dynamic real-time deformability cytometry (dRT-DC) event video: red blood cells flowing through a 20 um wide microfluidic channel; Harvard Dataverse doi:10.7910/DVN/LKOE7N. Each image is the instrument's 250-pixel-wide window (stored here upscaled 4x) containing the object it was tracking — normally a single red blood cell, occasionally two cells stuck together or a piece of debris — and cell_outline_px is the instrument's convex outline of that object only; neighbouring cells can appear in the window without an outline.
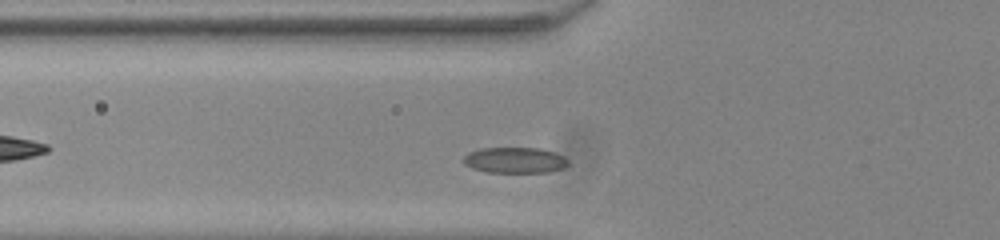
{"species": "common noctule bat (a hibernating species)", "species_latin": "Nyctalus noctula", "temperature_condition": "room temperature", "stored_images_in_passage": 35, "camera_frame_rate_fps": 3000, "um_per_image_px": 0.085, "animal": {"sex": "male", "body_mass_g": 20.0, "forearm_length_mm": 53.3}, "frame": {"image": 1, "passage_image": 5, "time_ms": 1.333, "image_size_px": [1000, 240], "cell_outline_px": [[568, 164], [564, 168], [548, 172], [488, 172], [472, 168], [464, 164], [464, 156], [468, 152], [480, 148], [540, 148], [564, 156], [568, 160]], "centroid_in_image_um": [43.76, 13.61], "position_along_channel_um": 82.0, "area_um2": 15.72}}
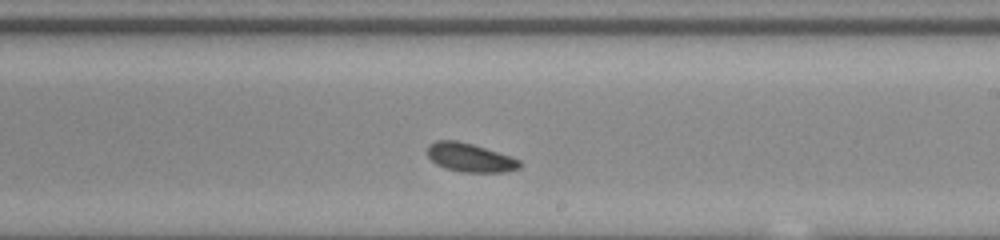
{"frame": {"image": 2, "passage_image": 18, "time_ms": 5.667, "image_size_px": [1000, 240], "cell_outline_px": [[520, 168], [504, 172], [460, 172], [444, 168], [436, 164], [428, 156], [428, 144], [436, 140], [456, 140], [472, 144], [512, 156], [520, 160]], "centroid_in_image_um": [39.94, 13.39], "position_along_channel_um": 249.1, "area_um2": 15.49}}
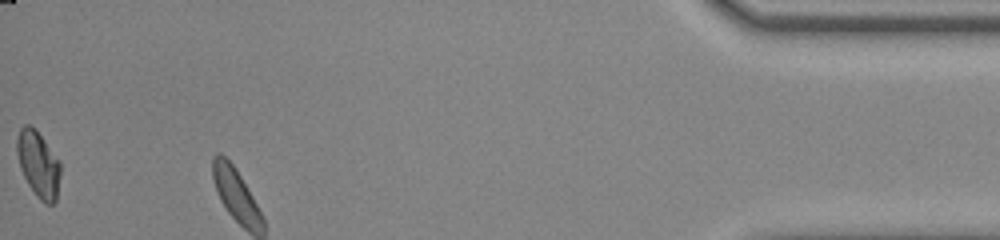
{"frame": {"image": 3, "passage_image": 35, "time_ms": 11.333, "image_size_px": [1000, 240], "cell_outline_px": [[60, 172], [56, 200], [52, 204], [44, 204], [36, 196], [28, 184], [20, 168], [16, 152], [16, 136], [20, 128], [24, 124], [28, 124], [40, 136], [60, 160]], "centroid_in_image_um": [3.24, 13.97], "position_along_channel_um": 432.0, "area_um2": 16.65}, "authors_computed_cell_mechanics": {"area_um2": 15.4326, "velocity_mm_per_s": 3.8603, "shape_relaxation_time_tau1_ms": 4.0386, "shape_relaxation_time_tau2_ms": 3.0134, "deformation_change_tau1": 0.0916, "deformation_change_tau2": 0.0678}}